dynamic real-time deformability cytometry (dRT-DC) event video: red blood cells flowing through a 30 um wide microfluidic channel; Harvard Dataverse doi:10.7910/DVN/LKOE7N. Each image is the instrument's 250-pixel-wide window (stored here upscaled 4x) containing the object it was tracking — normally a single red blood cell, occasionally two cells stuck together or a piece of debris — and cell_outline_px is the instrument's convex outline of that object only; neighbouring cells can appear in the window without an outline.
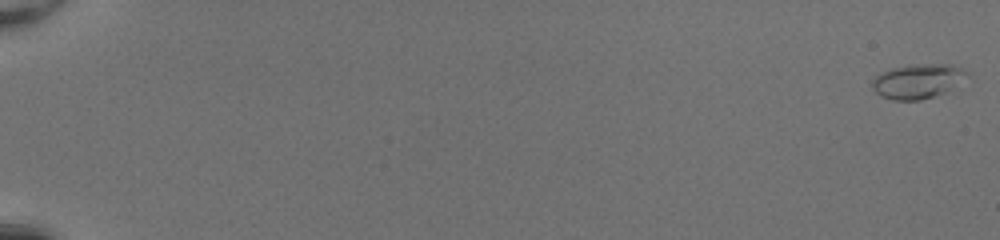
{"species": "common noctule bat (a hibernating species)", "species_latin": "Nyctalus noctula", "temperature_condition": "room temperature", "stored_images_in_passage": 53, "camera_frame_rate_fps": 3000, "um_per_image_px": 0.085, "animal": {"sex": "female", "body_mass_g": 20.0, "forearm_length_mm": 54.0}, "frame": {"image": 1, "passage_image": 1, "time_ms": 0.0, "image_size_px": [1000, 240], "cell_outline_px": [[968, 72], [944, 92], [920, 100], [892, 100], [880, 96], [872, 88], [872, 80], [880, 72], [892, 68], [916, 64], [952, 64]], "centroid_in_image_um": [77.89, 6.9], "position_along_channel_um": 7.1, "area_um2": 18.5}}
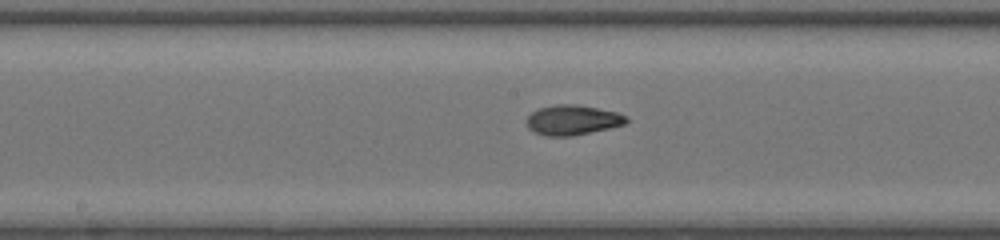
{"frame": {"image": 2, "passage_image": 31, "time_ms": 10.0, "image_size_px": [1000, 240], "cell_outline_px": [[628, 120], [624, 124], [612, 128], [572, 136], [544, 136], [532, 132], [528, 128], [528, 116], [532, 112], [540, 108], [556, 104], [576, 104], [620, 112], [628, 116]], "centroid_in_image_um": [48.71, 10.2], "position_along_channel_um": 199.5, "area_um2": 17.63}}
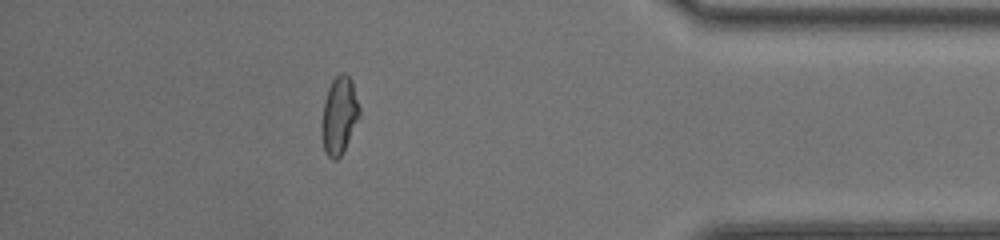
{"frame": {"image": 3, "passage_image": 48, "time_ms": 15.667, "image_size_px": [1000, 240], "cell_outline_px": [[360, 116], [340, 156], [336, 160], [332, 160], [328, 156], [324, 148], [320, 128], [324, 100], [328, 88], [332, 80], [340, 72], [344, 72], [352, 80], [360, 108]], "centroid_in_image_um": [28.82, 9.78], "position_along_channel_um": 406.4, "area_um2": 17.05}, "authors_computed_cell_mechanics": {"area_um2": 17.051, "velocity_mm_per_s": 4.1816, "shape_relaxation_time_tau1_ms": 6.6981, "shape_relaxation_time_tau2_ms": 1.3027, "deformation_change_tau1": 0.2062, "deformation_change_tau2": 0.0658}}